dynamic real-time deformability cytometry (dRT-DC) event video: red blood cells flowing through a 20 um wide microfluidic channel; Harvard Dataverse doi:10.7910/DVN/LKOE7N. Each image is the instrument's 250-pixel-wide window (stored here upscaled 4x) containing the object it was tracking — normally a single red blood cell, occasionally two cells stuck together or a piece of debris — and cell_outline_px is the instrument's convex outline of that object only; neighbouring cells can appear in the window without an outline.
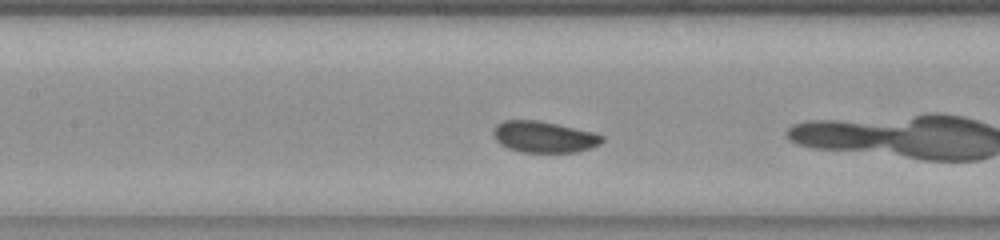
{"species": "common noctule bat (a hibernating species)", "species_latin": "Nyctalus noctula", "temperature_condition": "room temperature", "stored_images_in_passage": 35, "camera_frame_rate_fps": 3000, "um_per_image_px": 0.085, "animal": {"sex": "female", "body_mass_g": 23.0, "forearm_length_mm": 53.4}, "frame": {"image": 1, "passage_image": 6, "time_ms": 1.667, "image_size_px": [1000, 240], "cell_outline_px": [[604, 140], [600, 144], [592, 148], [576, 152], [520, 152], [508, 148], [500, 144], [496, 140], [496, 124], [504, 120], [536, 120], [556, 124], [592, 132], [604, 136]], "centroid_in_image_um": [46.27, 11.65], "position_along_channel_um": 161.1, "area_um2": 19.59}, "authors_computed_cell_mechanics": {"area_um2": 19.9988, "velocity_mm_per_s": 3.809, "shape_relaxation_time_tau1_ms": null, "shape_relaxation_time_tau2_ms": 9.0884, "deformation_change_tau1": null, "deformation_change_tau2": 0.1116}}